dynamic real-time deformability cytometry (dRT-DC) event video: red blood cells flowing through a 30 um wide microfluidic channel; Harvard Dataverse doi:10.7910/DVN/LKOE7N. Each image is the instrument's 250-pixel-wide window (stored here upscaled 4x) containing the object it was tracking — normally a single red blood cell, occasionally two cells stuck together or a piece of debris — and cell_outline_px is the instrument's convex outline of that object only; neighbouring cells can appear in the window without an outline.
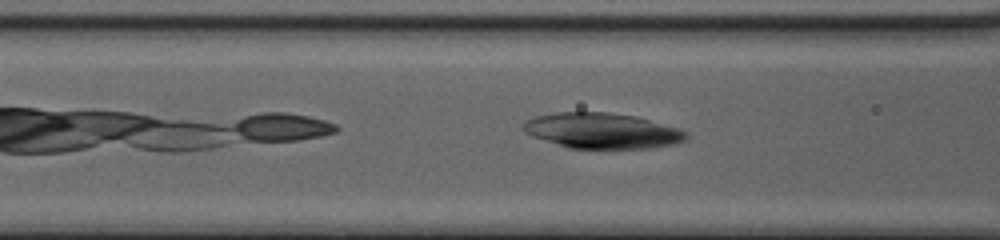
{"species": "common noctule bat (a hibernating species)", "species_latin": "Nyctalus noctula", "temperature_condition": "cold", "stored_images_in_passage": 18, "camera_frame_rate_fps": 3000, "um_per_image_px": 0.085, "animal": {"sex": "female", "body_mass_g": 20.0, "forearm_length_mm": 54.0}, "frame": {"image": 1, "passage_image": 6, "time_ms": 1.667, "image_size_px": [1000, 240], "cell_outline_px": [[688, 136], [684, 140], [676, 144], [652, 148], [568, 148], [532, 136], [524, 132], [524, 120], [536, 116], [556, 112], [608, 112], [636, 116], [680, 128], [688, 132]], "centroid_in_image_um": [51.21, 11.11], "position_along_channel_um": 115.4, "area_um2": 33.87}}